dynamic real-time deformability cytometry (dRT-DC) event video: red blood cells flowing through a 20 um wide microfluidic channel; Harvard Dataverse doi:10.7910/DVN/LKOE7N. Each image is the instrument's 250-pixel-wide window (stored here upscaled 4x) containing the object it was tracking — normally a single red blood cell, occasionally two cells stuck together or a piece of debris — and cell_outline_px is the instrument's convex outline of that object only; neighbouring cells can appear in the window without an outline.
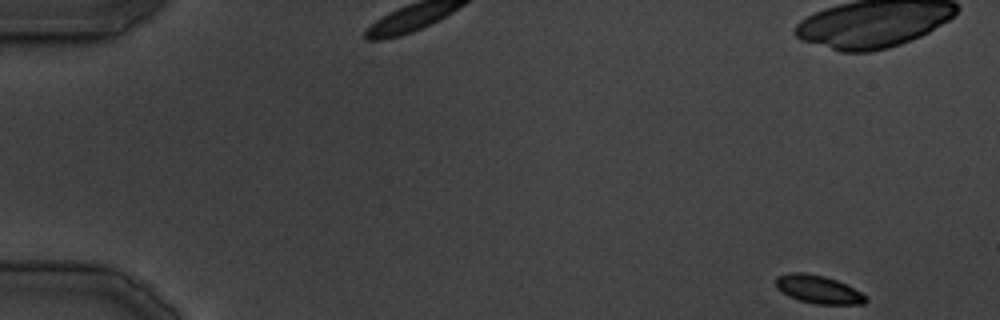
{"species": "common noctule bat (a hibernating species)", "species_latin": "Nyctalus noctula", "temperature_condition": "cold", "stored_images_in_passage": 40, "camera_frame_rate_fps": 3000, "um_per_image_px": 0.085, "animal": {"sex": "male", "body_mass_g": 19.5, "forearm_length_mm": 54.6}, "frame": {"image": 1, "passage_image": 1, "time_ms": 0.0, "image_size_px": [1000, 320], "cell_outline_px": [[868, 300], [864, 304], [816, 304], [800, 300], [788, 296], [776, 288], [776, 276], [788, 272], [804, 272], [824, 276], [836, 280], [860, 292]], "centroid_in_image_um": [69.5, 24.59], "position_along_channel_um": 15.5, "area_um2": 14.62}}